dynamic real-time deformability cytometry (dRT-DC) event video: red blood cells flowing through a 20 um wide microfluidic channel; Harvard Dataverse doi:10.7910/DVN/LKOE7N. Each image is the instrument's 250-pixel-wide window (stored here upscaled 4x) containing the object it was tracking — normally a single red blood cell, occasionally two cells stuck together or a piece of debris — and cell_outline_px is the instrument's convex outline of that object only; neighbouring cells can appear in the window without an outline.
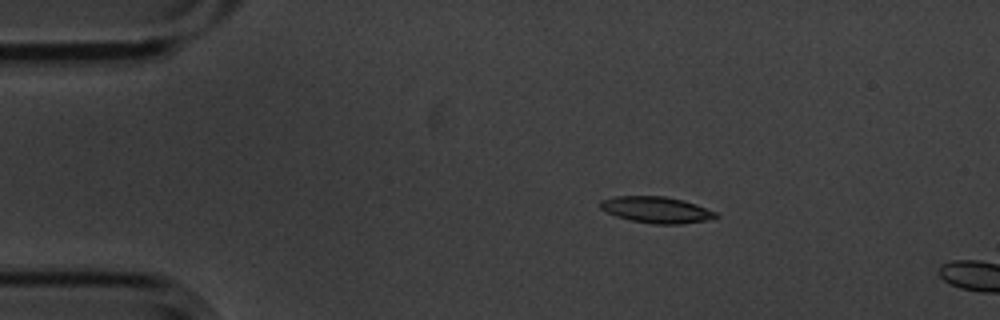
{"species": "common noctule bat (a hibernating species)", "species_latin": "Nyctalus noctula", "temperature_condition": "cold", "stored_images_in_passage": 4, "camera_frame_rate_fps": 3000, "um_per_image_px": 0.085, "animal": {"sex": "male", "body_mass_g": 20.1, "forearm_length_mm": 53.5}, "frame": {"image": 1, "passage_image": 3, "time_ms": 0.667, "image_size_px": [1000, 320], "cell_outline_px": [[720, 216], [704, 220], [680, 224], [652, 224], [632, 220], [616, 216], [604, 212], [600, 208], [600, 200], [616, 196], [664, 196], [684, 200], [696, 204], [716, 212]], "centroid_in_image_um": [55.76, 17.82], "position_along_channel_um": 29.2, "area_um2": 17.69}}